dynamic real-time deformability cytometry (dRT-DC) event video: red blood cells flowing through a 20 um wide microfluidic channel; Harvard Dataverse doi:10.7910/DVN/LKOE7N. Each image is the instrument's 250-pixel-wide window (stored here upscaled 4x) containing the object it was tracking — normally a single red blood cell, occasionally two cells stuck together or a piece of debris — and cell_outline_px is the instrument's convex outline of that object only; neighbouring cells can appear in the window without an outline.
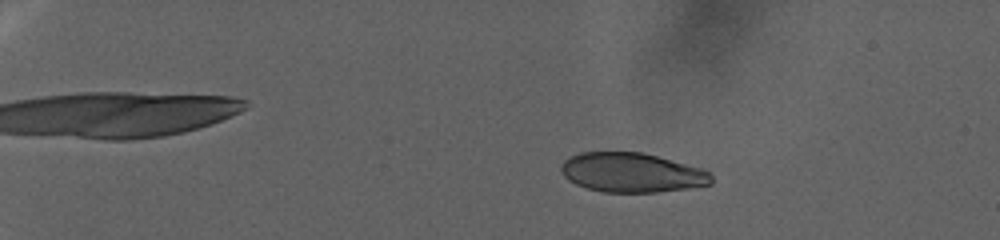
{"species": "human", "species_latin": "Homo sapiens", "temperature_condition": "warm", "stored_images_in_passage": 96, "camera_frame_rate_fps": 3000, "um_per_image_px": 0.085, "donor": {"sex": "female"}, "frame": {"image": 1, "passage_image": 16, "time_ms": 5.0, "image_size_px": [1000, 240], "cell_outline_px": [[712, 184], [688, 188], [656, 192], [604, 192], [588, 188], [576, 184], [568, 180], [560, 172], [560, 164], [568, 156], [580, 152], [640, 152], [704, 168], [712, 172]], "centroid_in_image_um": [53.7, 14.66], "position_along_channel_um": 31.3, "area_um2": 34.8}}
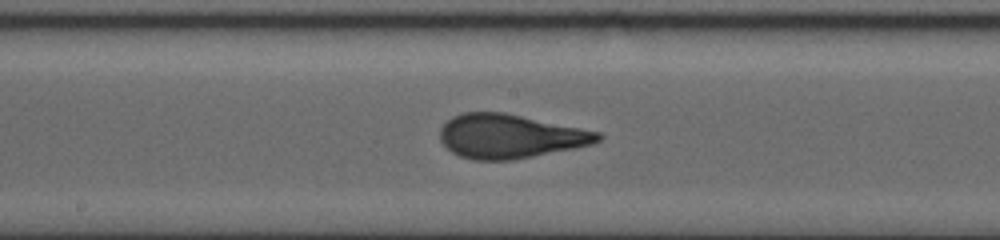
{"frame": {"image": 2, "passage_image": 57, "time_ms": 18.667, "image_size_px": [1000, 240], "cell_outline_px": [[604, 136], [600, 140], [592, 144], [576, 148], [512, 160], [472, 160], [460, 156], [452, 152], [440, 140], [440, 128], [452, 116], [460, 112], [504, 112], [600, 132]], "centroid_in_image_um": [43.35, 11.58], "position_along_channel_um": 204.9, "area_um2": 40.52}}
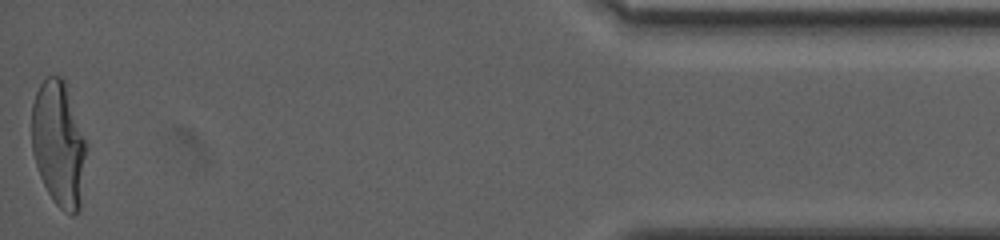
{"frame": {"image": 3, "passage_image": 96, "time_ms": 31.667, "image_size_px": [1000, 240], "cell_outline_px": [[88, 148], [80, 208], [72, 216], [64, 212], [52, 200], [40, 176], [32, 152], [32, 104], [36, 92], [40, 84], [48, 76], [60, 76], [64, 80], [88, 144]], "centroid_in_image_um": [5.01, 12.26], "position_along_channel_um": 430.2, "area_um2": 40.29}}